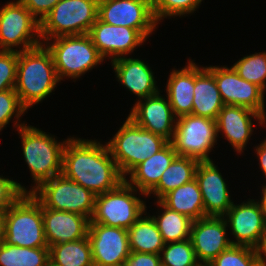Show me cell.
Instances as JSON below:
<instances>
[{"instance_id":"obj_16","label":"cell","mask_w":266,"mask_h":266,"mask_svg":"<svg viewBox=\"0 0 266 266\" xmlns=\"http://www.w3.org/2000/svg\"><path fill=\"white\" fill-rule=\"evenodd\" d=\"M92 43L97 48L100 55L111 62L133 53L136 47L146 42L145 38L133 28L125 26H115L104 23L99 18L88 32Z\"/></svg>"},{"instance_id":"obj_36","label":"cell","mask_w":266,"mask_h":266,"mask_svg":"<svg viewBox=\"0 0 266 266\" xmlns=\"http://www.w3.org/2000/svg\"><path fill=\"white\" fill-rule=\"evenodd\" d=\"M25 112L27 110L21 105L15 89L0 92V131L9 124L13 117H15V128L19 129L26 125V123H20V117L24 116Z\"/></svg>"},{"instance_id":"obj_23","label":"cell","mask_w":266,"mask_h":266,"mask_svg":"<svg viewBox=\"0 0 266 266\" xmlns=\"http://www.w3.org/2000/svg\"><path fill=\"white\" fill-rule=\"evenodd\" d=\"M177 156L176 151L169 142L158 153L153 154L150 158L134 167L127 174L129 178H124V180L147 196L158 185L163 172Z\"/></svg>"},{"instance_id":"obj_22","label":"cell","mask_w":266,"mask_h":266,"mask_svg":"<svg viewBox=\"0 0 266 266\" xmlns=\"http://www.w3.org/2000/svg\"><path fill=\"white\" fill-rule=\"evenodd\" d=\"M111 63L117 80L124 88L135 94L138 100L153 96L160 91L156 85L154 72L144 60L123 56Z\"/></svg>"},{"instance_id":"obj_10","label":"cell","mask_w":266,"mask_h":266,"mask_svg":"<svg viewBox=\"0 0 266 266\" xmlns=\"http://www.w3.org/2000/svg\"><path fill=\"white\" fill-rule=\"evenodd\" d=\"M31 194L45 208L77 213L90 220L94 214L96 195L63 174L43 182Z\"/></svg>"},{"instance_id":"obj_34","label":"cell","mask_w":266,"mask_h":266,"mask_svg":"<svg viewBox=\"0 0 266 266\" xmlns=\"http://www.w3.org/2000/svg\"><path fill=\"white\" fill-rule=\"evenodd\" d=\"M209 266H260L255 248L232 245L222 251Z\"/></svg>"},{"instance_id":"obj_44","label":"cell","mask_w":266,"mask_h":266,"mask_svg":"<svg viewBox=\"0 0 266 266\" xmlns=\"http://www.w3.org/2000/svg\"><path fill=\"white\" fill-rule=\"evenodd\" d=\"M262 192H261V198L257 202L260 205V208L262 209L265 218H266V184L262 186Z\"/></svg>"},{"instance_id":"obj_21","label":"cell","mask_w":266,"mask_h":266,"mask_svg":"<svg viewBox=\"0 0 266 266\" xmlns=\"http://www.w3.org/2000/svg\"><path fill=\"white\" fill-rule=\"evenodd\" d=\"M44 234L48 247L63 242H73L88 236L90 219L42 205Z\"/></svg>"},{"instance_id":"obj_28","label":"cell","mask_w":266,"mask_h":266,"mask_svg":"<svg viewBox=\"0 0 266 266\" xmlns=\"http://www.w3.org/2000/svg\"><path fill=\"white\" fill-rule=\"evenodd\" d=\"M198 161L189 157L177 156L163 172L158 185L147 195L153 194L160 201L167 193L195 178Z\"/></svg>"},{"instance_id":"obj_15","label":"cell","mask_w":266,"mask_h":266,"mask_svg":"<svg viewBox=\"0 0 266 266\" xmlns=\"http://www.w3.org/2000/svg\"><path fill=\"white\" fill-rule=\"evenodd\" d=\"M223 218L236 239L231 240L232 245L255 248L266 231V218L257 199H248L241 204L233 203Z\"/></svg>"},{"instance_id":"obj_2","label":"cell","mask_w":266,"mask_h":266,"mask_svg":"<svg viewBox=\"0 0 266 266\" xmlns=\"http://www.w3.org/2000/svg\"><path fill=\"white\" fill-rule=\"evenodd\" d=\"M59 82L52 54L44 44L18 52L14 89L26 110L49 97Z\"/></svg>"},{"instance_id":"obj_1","label":"cell","mask_w":266,"mask_h":266,"mask_svg":"<svg viewBox=\"0 0 266 266\" xmlns=\"http://www.w3.org/2000/svg\"><path fill=\"white\" fill-rule=\"evenodd\" d=\"M62 174L96 196L115 189L124 181L107 144L95 139L71 137L67 140Z\"/></svg>"},{"instance_id":"obj_31","label":"cell","mask_w":266,"mask_h":266,"mask_svg":"<svg viewBox=\"0 0 266 266\" xmlns=\"http://www.w3.org/2000/svg\"><path fill=\"white\" fill-rule=\"evenodd\" d=\"M49 247L28 248L0 243V266H48Z\"/></svg>"},{"instance_id":"obj_38","label":"cell","mask_w":266,"mask_h":266,"mask_svg":"<svg viewBox=\"0 0 266 266\" xmlns=\"http://www.w3.org/2000/svg\"><path fill=\"white\" fill-rule=\"evenodd\" d=\"M25 186H22L13 179L0 176V209L9 208L23 193H28Z\"/></svg>"},{"instance_id":"obj_25","label":"cell","mask_w":266,"mask_h":266,"mask_svg":"<svg viewBox=\"0 0 266 266\" xmlns=\"http://www.w3.org/2000/svg\"><path fill=\"white\" fill-rule=\"evenodd\" d=\"M192 115L216 120L224 103L214 75L195 63V86Z\"/></svg>"},{"instance_id":"obj_29","label":"cell","mask_w":266,"mask_h":266,"mask_svg":"<svg viewBox=\"0 0 266 266\" xmlns=\"http://www.w3.org/2000/svg\"><path fill=\"white\" fill-rule=\"evenodd\" d=\"M49 261L54 266H94L88 236L50 246Z\"/></svg>"},{"instance_id":"obj_7","label":"cell","mask_w":266,"mask_h":266,"mask_svg":"<svg viewBox=\"0 0 266 266\" xmlns=\"http://www.w3.org/2000/svg\"><path fill=\"white\" fill-rule=\"evenodd\" d=\"M137 193L147 197L124 180L115 189L97 195L90 223L128 230L143 214H147L146 202L137 197Z\"/></svg>"},{"instance_id":"obj_24","label":"cell","mask_w":266,"mask_h":266,"mask_svg":"<svg viewBox=\"0 0 266 266\" xmlns=\"http://www.w3.org/2000/svg\"><path fill=\"white\" fill-rule=\"evenodd\" d=\"M195 63L189 59L181 70L173 69L166 83V97L176 118L192 113Z\"/></svg>"},{"instance_id":"obj_45","label":"cell","mask_w":266,"mask_h":266,"mask_svg":"<svg viewBox=\"0 0 266 266\" xmlns=\"http://www.w3.org/2000/svg\"><path fill=\"white\" fill-rule=\"evenodd\" d=\"M198 266H209V265H206V264H199Z\"/></svg>"},{"instance_id":"obj_43","label":"cell","mask_w":266,"mask_h":266,"mask_svg":"<svg viewBox=\"0 0 266 266\" xmlns=\"http://www.w3.org/2000/svg\"><path fill=\"white\" fill-rule=\"evenodd\" d=\"M7 212H8V208L0 209V243H2L4 240Z\"/></svg>"},{"instance_id":"obj_13","label":"cell","mask_w":266,"mask_h":266,"mask_svg":"<svg viewBox=\"0 0 266 266\" xmlns=\"http://www.w3.org/2000/svg\"><path fill=\"white\" fill-rule=\"evenodd\" d=\"M205 67L214 75L224 105L247 107L266 119L265 92L259 86L242 79L232 66Z\"/></svg>"},{"instance_id":"obj_40","label":"cell","mask_w":266,"mask_h":266,"mask_svg":"<svg viewBox=\"0 0 266 266\" xmlns=\"http://www.w3.org/2000/svg\"><path fill=\"white\" fill-rule=\"evenodd\" d=\"M160 255L140 252H130L125 266H160Z\"/></svg>"},{"instance_id":"obj_41","label":"cell","mask_w":266,"mask_h":266,"mask_svg":"<svg viewBox=\"0 0 266 266\" xmlns=\"http://www.w3.org/2000/svg\"><path fill=\"white\" fill-rule=\"evenodd\" d=\"M255 252L260 266H266V231L260 237L258 245L255 247Z\"/></svg>"},{"instance_id":"obj_11","label":"cell","mask_w":266,"mask_h":266,"mask_svg":"<svg viewBox=\"0 0 266 266\" xmlns=\"http://www.w3.org/2000/svg\"><path fill=\"white\" fill-rule=\"evenodd\" d=\"M41 44L40 22L19 0L0 8V50L21 52Z\"/></svg>"},{"instance_id":"obj_6","label":"cell","mask_w":266,"mask_h":266,"mask_svg":"<svg viewBox=\"0 0 266 266\" xmlns=\"http://www.w3.org/2000/svg\"><path fill=\"white\" fill-rule=\"evenodd\" d=\"M3 242L28 248L48 247L42 204L31 193H23L8 208Z\"/></svg>"},{"instance_id":"obj_8","label":"cell","mask_w":266,"mask_h":266,"mask_svg":"<svg viewBox=\"0 0 266 266\" xmlns=\"http://www.w3.org/2000/svg\"><path fill=\"white\" fill-rule=\"evenodd\" d=\"M99 0H60L40 22L42 44L59 36L88 34L98 18Z\"/></svg>"},{"instance_id":"obj_35","label":"cell","mask_w":266,"mask_h":266,"mask_svg":"<svg viewBox=\"0 0 266 266\" xmlns=\"http://www.w3.org/2000/svg\"><path fill=\"white\" fill-rule=\"evenodd\" d=\"M203 0H152L153 14L158 22L164 18L188 16L199 8ZM188 14V15H187Z\"/></svg>"},{"instance_id":"obj_37","label":"cell","mask_w":266,"mask_h":266,"mask_svg":"<svg viewBox=\"0 0 266 266\" xmlns=\"http://www.w3.org/2000/svg\"><path fill=\"white\" fill-rule=\"evenodd\" d=\"M18 52L0 50V92L16 85Z\"/></svg>"},{"instance_id":"obj_27","label":"cell","mask_w":266,"mask_h":266,"mask_svg":"<svg viewBox=\"0 0 266 266\" xmlns=\"http://www.w3.org/2000/svg\"><path fill=\"white\" fill-rule=\"evenodd\" d=\"M130 251L160 255L164 242L157 224L150 216H141L129 229Z\"/></svg>"},{"instance_id":"obj_39","label":"cell","mask_w":266,"mask_h":266,"mask_svg":"<svg viewBox=\"0 0 266 266\" xmlns=\"http://www.w3.org/2000/svg\"><path fill=\"white\" fill-rule=\"evenodd\" d=\"M39 22L53 9L60 0H19Z\"/></svg>"},{"instance_id":"obj_5","label":"cell","mask_w":266,"mask_h":266,"mask_svg":"<svg viewBox=\"0 0 266 266\" xmlns=\"http://www.w3.org/2000/svg\"><path fill=\"white\" fill-rule=\"evenodd\" d=\"M43 44L52 54L60 81L67 77L77 80L104 61L88 34L59 36Z\"/></svg>"},{"instance_id":"obj_12","label":"cell","mask_w":266,"mask_h":266,"mask_svg":"<svg viewBox=\"0 0 266 266\" xmlns=\"http://www.w3.org/2000/svg\"><path fill=\"white\" fill-rule=\"evenodd\" d=\"M98 18L110 25L136 29L145 39L158 25L152 0H99Z\"/></svg>"},{"instance_id":"obj_19","label":"cell","mask_w":266,"mask_h":266,"mask_svg":"<svg viewBox=\"0 0 266 266\" xmlns=\"http://www.w3.org/2000/svg\"><path fill=\"white\" fill-rule=\"evenodd\" d=\"M195 179L202 194L205 216L223 217L234 202L218 166L213 161L199 162Z\"/></svg>"},{"instance_id":"obj_9","label":"cell","mask_w":266,"mask_h":266,"mask_svg":"<svg viewBox=\"0 0 266 266\" xmlns=\"http://www.w3.org/2000/svg\"><path fill=\"white\" fill-rule=\"evenodd\" d=\"M217 137L216 120L189 114L176 119L170 143L178 156L205 162L212 161L208 154L217 143Z\"/></svg>"},{"instance_id":"obj_42","label":"cell","mask_w":266,"mask_h":266,"mask_svg":"<svg viewBox=\"0 0 266 266\" xmlns=\"http://www.w3.org/2000/svg\"><path fill=\"white\" fill-rule=\"evenodd\" d=\"M255 152L260 163V169L266 178V139L260 145L255 146Z\"/></svg>"},{"instance_id":"obj_33","label":"cell","mask_w":266,"mask_h":266,"mask_svg":"<svg viewBox=\"0 0 266 266\" xmlns=\"http://www.w3.org/2000/svg\"><path fill=\"white\" fill-rule=\"evenodd\" d=\"M163 266H198L191 239L165 243L160 253Z\"/></svg>"},{"instance_id":"obj_17","label":"cell","mask_w":266,"mask_h":266,"mask_svg":"<svg viewBox=\"0 0 266 266\" xmlns=\"http://www.w3.org/2000/svg\"><path fill=\"white\" fill-rule=\"evenodd\" d=\"M227 228L223 217L205 216L192 222L190 239L199 264L208 265L232 246Z\"/></svg>"},{"instance_id":"obj_20","label":"cell","mask_w":266,"mask_h":266,"mask_svg":"<svg viewBox=\"0 0 266 266\" xmlns=\"http://www.w3.org/2000/svg\"><path fill=\"white\" fill-rule=\"evenodd\" d=\"M253 118L260 125L266 124V119L254 110L243 106L224 105L216 119L218 138L222 132L232 148L241 154L253 134Z\"/></svg>"},{"instance_id":"obj_18","label":"cell","mask_w":266,"mask_h":266,"mask_svg":"<svg viewBox=\"0 0 266 266\" xmlns=\"http://www.w3.org/2000/svg\"><path fill=\"white\" fill-rule=\"evenodd\" d=\"M128 117L144 130L160 135L169 142L173 138L177 118L168 98L163 97L160 91L153 96L137 100Z\"/></svg>"},{"instance_id":"obj_14","label":"cell","mask_w":266,"mask_h":266,"mask_svg":"<svg viewBox=\"0 0 266 266\" xmlns=\"http://www.w3.org/2000/svg\"><path fill=\"white\" fill-rule=\"evenodd\" d=\"M88 239L94 266L125 264L130 255L128 230L100 223H89Z\"/></svg>"},{"instance_id":"obj_4","label":"cell","mask_w":266,"mask_h":266,"mask_svg":"<svg viewBox=\"0 0 266 266\" xmlns=\"http://www.w3.org/2000/svg\"><path fill=\"white\" fill-rule=\"evenodd\" d=\"M105 143L121 175L126 178L134 167L158 153L169 141L160 135L144 130L126 117L113 138Z\"/></svg>"},{"instance_id":"obj_3","label":"cell","mask_w":266,"mask_h":266,"mask_svg":"<svg viewBox=\"0 0 266 266\" xmlns=\"http://www.w3.org/2000/svg\"><path fill=\"white\" fill-rule=\"evenodd\" d=\"M17 131L20 134L23 157L34 182L28 191L32 193L43 182L62 174L63 149L70 137L58 142L55 136L27 124Z\"/></svg>"},{"instance_id":"obj_30","label":"cell","mask_w":266,"mask_h":266,"mask_svg":"<svg viewBox=\"0 0 266 266\" xmlns=\"http://www.w3.org/2000/svg\"><path fill=\"white\" fill-rule=\"evenodd\" d=\"M156 203L162 212L158 213L157 217L152 215V218L157 224L163 242H180L189 239L193 220L169 209L161 201H156Z\"/></svg>"},{"instance_id":"obj_32","label":"cell","mask_w":266,"mask_h":266,"mask_svg":"<svg viewBox=\"0 0 266 266\" xmlns=\"http://www.w3.org/2000/svg\"><path fill=\"white\" fill-rule=\"evenodd\" d=\"M233 69L244 80L266 91V52L244 56L233 64Z\"/></svg>"},{"instance_id":"obj_26","label":"cell","mask_w":266,"mask_h":266,"mask_svg":"<svg viewBox=\"0 0 266 266\" xmlns=\"http://www.w3.org/2000/svg\"><path fill=\"white\" fill-rule=\"evenodd\" d=\"M160 201L169 209L186 215L193 221L205 217L202 194L195 178L170 191Z\"/></svg>"}]
</instances>
